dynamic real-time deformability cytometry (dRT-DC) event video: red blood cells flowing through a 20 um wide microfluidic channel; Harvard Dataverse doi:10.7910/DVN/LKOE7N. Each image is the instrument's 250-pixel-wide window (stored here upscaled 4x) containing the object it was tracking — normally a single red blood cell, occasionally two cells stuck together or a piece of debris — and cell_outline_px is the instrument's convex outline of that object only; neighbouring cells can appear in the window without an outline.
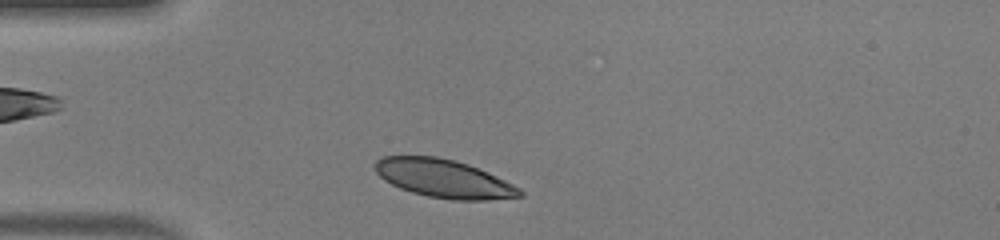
{"species": "human", "species_latin": "Homo sapiens", "temperature_condition": "warm", "stored_images_in_passage": 34, "camera_frame_rate_fps": 3000, "um_per_image_px": 0.085, "donor": {"sex": "male"}, "frame": {"image": 1, "passage_image": 2, "time_ms": 0.333, "image_size_px": [1000, 240], "cell_outline_px": [[524, 196], [484, 200], [452, 200], [428, 196], [412, 192], [400, 188], [384, 180], [372, 168], [372, 164], [376, 160], [384, 156], [436, 156], [468, 164], [504, 180], [520, 188], [524, 192]], "centroid_in_image_um": [37.68, 15.18], "position_along_channel_um": 47.3, "area_um2": 32.14}}
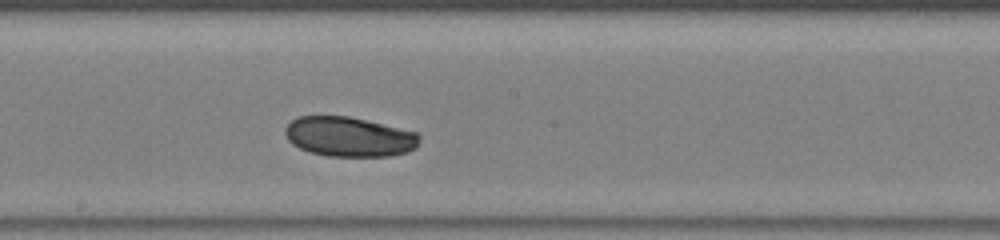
{"frame": {"image": 2, "passage_image": 16, "time_ms": 5.0, "image_size_px": [1000, 240], "cell_outline_px": [[420, 140], [416, 148], [408, 152], [392, 156], [328, 156], [308, 152], [292, 144], [288, 140], [284, 132], [284, 128], [292, 120], [300, 116], [348, 116], [420, 132]], "centroid_in_image_um": [29.71, 11.63], "position_along_channel_um": 218.5, "area_um2": 31.44}}
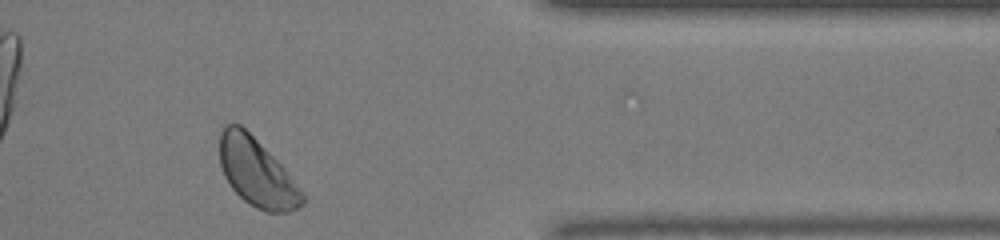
{"frame": {"image": 3, "passage_image": 30, "time_ms": 9.667, "image_size_px": [1000, 240], "cell_outline_px": [[304, 204], [288, 212], [268, 212], [256, 208], [248, 204], [232, 188], [224, 176], [220, 164], [220, 132], [224, 124], [240, 124], [284, 168], [304, 192]], "centroid_in_image_um": [21.82, 14.68], "position_along_channel_um": 389.6, "area_um2": 32.43}, "authors_computed_cell_mechanics": {"area_um2": 31.9056, "velocity_mm_per_s": 4.0894, "shape_relaxation_time_tau1_ms": 2.8079, "shape_relaxation_time_tau2_ms": null, "deformation_change_tau1": 0.0904, "deformation_change_tau2": null}}